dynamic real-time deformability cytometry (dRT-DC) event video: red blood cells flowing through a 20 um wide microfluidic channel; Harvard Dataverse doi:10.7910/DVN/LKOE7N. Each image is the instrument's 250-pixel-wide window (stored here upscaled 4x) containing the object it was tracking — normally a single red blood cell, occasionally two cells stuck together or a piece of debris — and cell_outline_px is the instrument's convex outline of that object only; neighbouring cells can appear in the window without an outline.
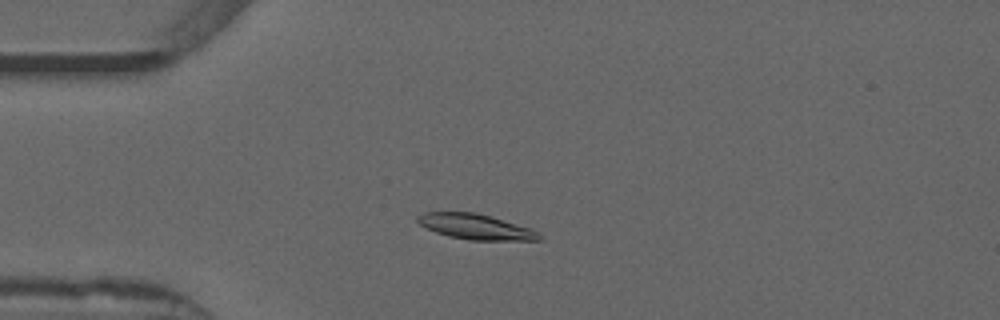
{"species": "common noctule bat (a hibernating species)", "species_latin": "Nyctalus noctula", "temperature_condition": "warm", "stored_images_in_passage": 51, "camera_frame_rate_fps": 3000, "um_per_image_px": 0.085, "animal": {"sex": "male", "forearm_length_mm": 52.5}, "frame": {"image": 1, "passage_image": 12, "time_ms": 3.667, "image_size_px": [1000, 320], "cell_outline_px": [[544, 236], [540, 240], [468, 240], [448, 236], [436, 232], [420, 224], [416, 220], [416, 216], [424, 212], [476, 212], [492, 216], [528, 228]], "centroid_in_image_um": [40.4, 19.27], "position_along_channel_um": 44.6, "area_um2": 17.86}}
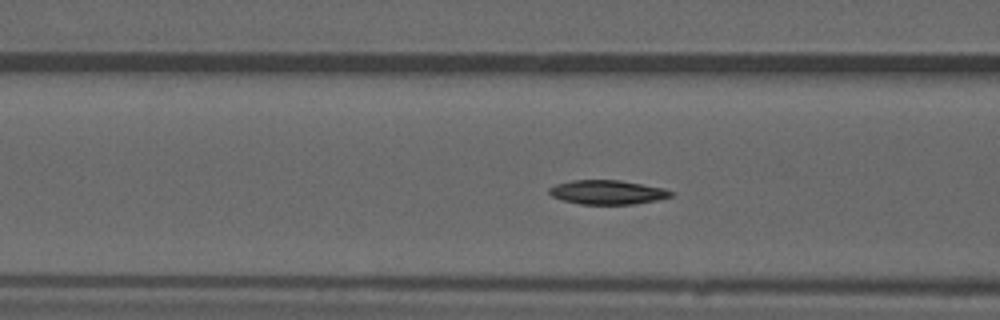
{"frame": {"image": 2, "passage_image": 19, "time_ms": 6.0, "image_size_px": [1000, 320], "cell_outline_px": [[676, 192], [672, 196], [656, 200], [632, 204], [580, 204], [564, 200], [552, 196], [548, 192], [548, 188], [556, 184], [572, 180], [620, 180], [664, 188]], "centroid_in_image_um": [51.64, 16.33], "position_along_channel_um": 115.0, "area_um2": 17.11}}
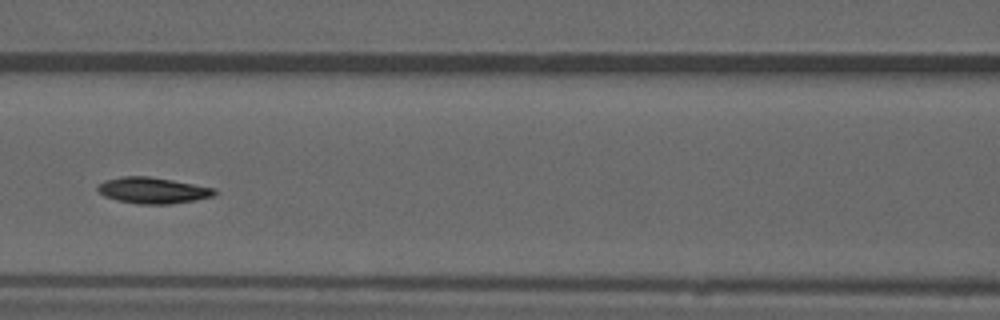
{"frame": {"image": 3, "passage_image": 22, "time_ms": 7.0, "image_size_px": [1000, 320], "cell_outline_px": [[216, 192], [212, 196], [196, 200], [172, 204], [136, 204], [104, 196], [96, 188], [96, 184], [104, 180], [120, 176], [148, 176], [172, 180], [216, 188]], "centroid_in_image_um": [12.96, 16.18], "position_along_channel_um": 153.6, "area_um2": 17.86}, "authors_computed_cell_mechanics": {"area_um2": 17.5712, "velocity_mm_per_s": 3.8633, "shape_relaxation_time_tau1_ms": 6.0993, "shape_relaxation_time_tau2_ms": null, "deformation_change_tau1": 0.1668, "deformation_change_tau2": null}}